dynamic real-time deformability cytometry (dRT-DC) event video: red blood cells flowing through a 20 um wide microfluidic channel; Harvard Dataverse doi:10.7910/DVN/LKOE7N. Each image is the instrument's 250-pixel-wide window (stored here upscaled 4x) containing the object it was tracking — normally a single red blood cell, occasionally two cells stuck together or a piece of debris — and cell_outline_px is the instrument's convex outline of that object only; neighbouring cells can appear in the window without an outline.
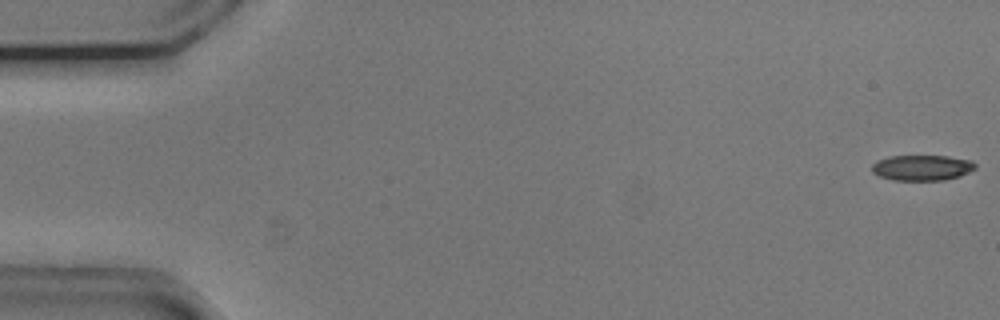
{"species": "common noctule bat (a hibernating species)", "species_latin": "Nyctalus noctula", "temperature_condition": "cold", "stored_images_in_passage": 50, "camera_frame_rate_fps": 3000, "um_per_image_px": 0.085, "animal": {"sex": "male", "body_mass_g": 20.5, "forearm_length_mm": 52.5}, "frame": {"image": 1, "passage_image": 1, "time_ms": 0.0, "image_size_px": [1000, 320], "cell_outline_px": [[976, 168], [960, 176], [944, 180], [892, 180], [880, 176], [872, 172], [872, 164], [888, 156], [948, 156], [972, 160], [976, 164]], "centroid_in_image_um": [78.39, 14.25], "position_along_channel_um": 6.6, "area_um2": 15.37}}
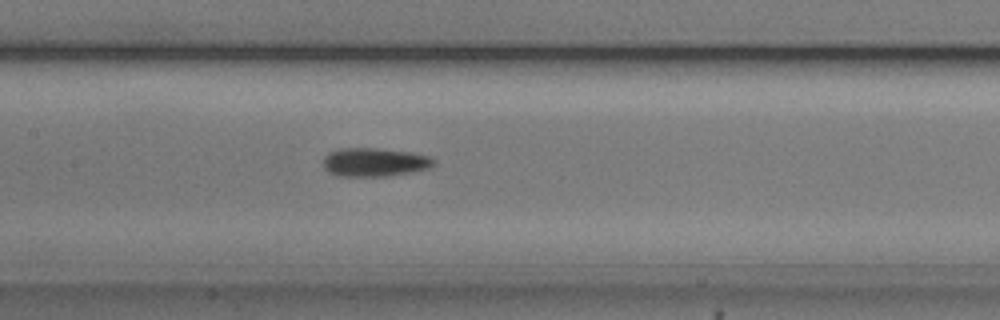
{"frame": {"image": 2, "passage_image": 26, "time_ms": 8.333, "image_size_px": [1000, 320], "cell_outline_px": [[436, 164], [432, 168], [412, 172], [388, 176], [340, 176], [324, 168], [324, 156], [328, 152], [340, 148], [380, 148], [412, 152], [432, 156], [436, 160]], "centroid_in_image_um": [31.92, 13.77], "position_along_channel_um": 175.5, "area_um2": 18.73}}
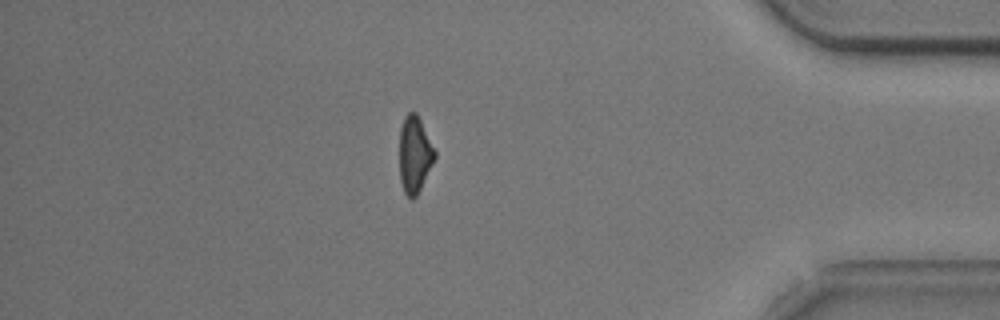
{"frame": {"image": 3, "passage_image": 47, "time_ms": 15.333, "image_size_px": [1000, 320], "cell_outline_px": [[436, 156], [416, 196], [412, 200], [404, 192], [400, 180], [400, 128], [404, 116], [408, 112], [416, 112], [436, 152]], "centroid_in_image_um": [35.23, 13.12], "position_along_channel_um": 400.0, "area_um2": 15.49}}